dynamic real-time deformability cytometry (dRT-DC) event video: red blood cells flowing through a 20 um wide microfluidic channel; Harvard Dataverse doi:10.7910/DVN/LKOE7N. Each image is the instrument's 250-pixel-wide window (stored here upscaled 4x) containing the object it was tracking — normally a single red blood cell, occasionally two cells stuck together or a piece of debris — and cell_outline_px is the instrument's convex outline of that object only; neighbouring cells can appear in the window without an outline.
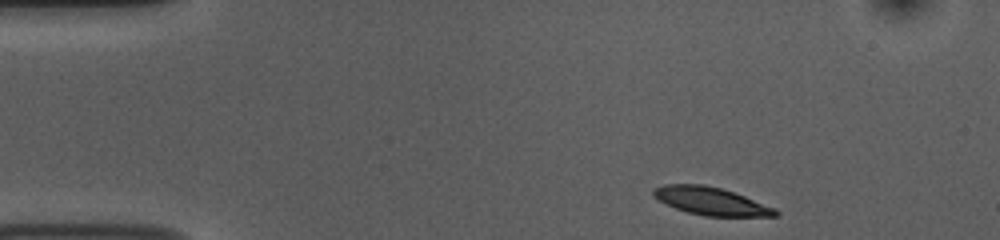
{"species": "common noctule bat (a hibernating species)", "species_latin": "Nyctalus noctula", "temperature_condition": "room temperature", "stored_images_in_passage": 47, "camera_frame_rate_fps": 3000, "um_per_image_px": 0.085, "animal": {"sex": "female", "body_mass_g": 10.0, "forearm_length_mm": 53.1}, "frame": {"image": 1, "passage_image": 1, "time_ms": 0.0, "image_size_px": [1000, 240], "cell_outline_px": [[780, 216], [704, 216], [688, 212], [676, 208], [652, 196], [652, 188], [664, 184], [704, 184], [720, 188], [744, 196], [776, 208], [780, 212]], "centroid_in_image_um": [60.44, 17.09], "position_along_channel_um": 24.6, "area_um2": 19.71}}
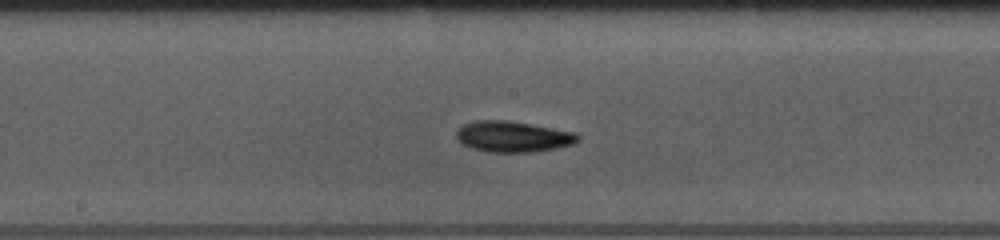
{"frame": {"image": 2, "passage_image": 21, "time_ms": 6.667, "image_size_px": [1000, 240], "cell_outline_px": [[580, 140], [576, 144], [556, 148], [532, 152], [488, 152], [472, 148], [460, 144], [456, 140], [456, 132], [464, 124], [476, 120], [504, 120], [532, 124], [576, 132], [580, 136]], "centroid_in_image_um": [43.62, 11.62], "position_along_channel_um": 204.6, "area_um2": 22.14}}
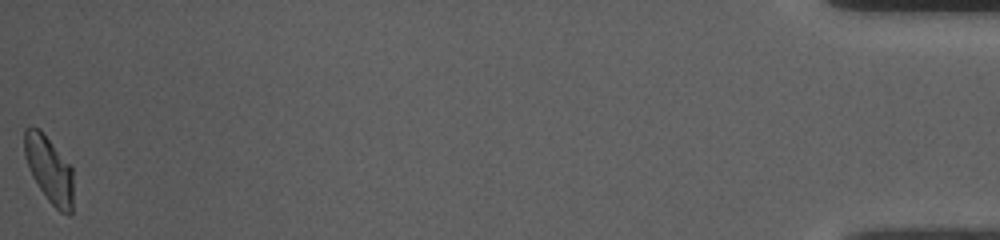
{"frame": {"image": 3, "passage_image": 47, "time_ms": 15.333, "image_size_px": [1000, 240], "cell_outline_px": [[72, 212], [68, 216], [60, 212], [48, 200], [32, 176], [24, 156], [24, 128], [40, 128], [72, 168]], "centroid_in_image_um": [4.17, 14.41], "position_along_channel_um": 431.0, "area_um2": 18.73}, "authors_computed_cell_mechanics": {"area_um2": 20.1144, "velocity_mm_per_s": 3.7216, "shape_relaxation_time_tau1_ms": 2.7004, "shape_relaxation_time_tau2_ms": 3.2711, "deformation_change_tau1": 0.1245, "deformation_change_tau2": 0.0977}}